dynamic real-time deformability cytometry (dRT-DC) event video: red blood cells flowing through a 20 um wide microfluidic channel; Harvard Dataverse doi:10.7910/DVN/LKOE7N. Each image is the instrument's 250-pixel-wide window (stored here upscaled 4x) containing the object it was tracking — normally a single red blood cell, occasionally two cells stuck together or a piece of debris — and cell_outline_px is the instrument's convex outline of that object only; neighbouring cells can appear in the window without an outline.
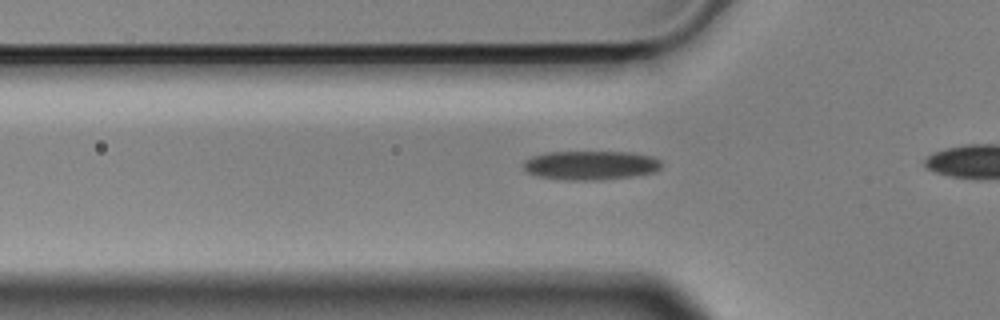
{"species": "Egyptian fruit bat (a non-hibernating species)", "species_latin": "Rousettus aegyptiacus", "temperature_condition": "cold", "stored_images_in_passage": 41, "camera_frame_rate_fps": 3000, "um_per_image_px": 0.085, "animal": {"sex": "male"}, "frame": {"image": 1, "passage_image": 14, "time_ms": 4.333, "image_size_px": [1000, 320], "cell_outline_px": [[664, 164], [656, 172], [632, 176], [600, 180], [564, 180], [536, 176], [528, 172], [524, 168], [524, 160], [532, 156], [548, 152], [632, 152], [652, 156], [660, 160]], "centroid_in_image_um": [50.23, 14.05], "position_along_channel_um": 75.6, "area_um2": 23.58}}
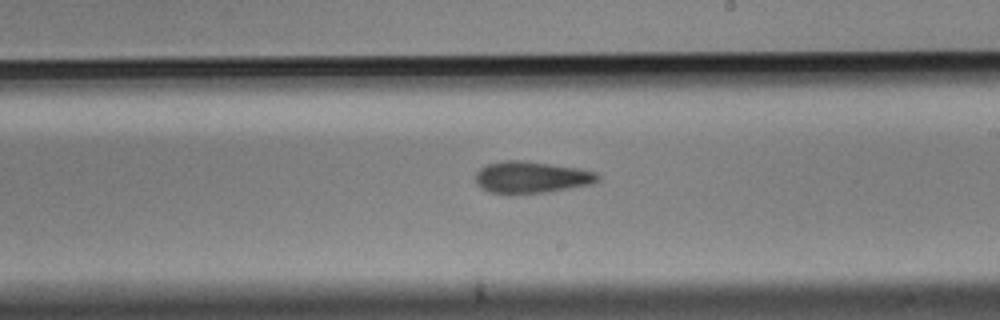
{"frame": {"image": 2, "passage_image": 28, "time_ms": 9.0, "image_size_px": [1000, 320], "cell_outline_px": [[600, 180], [592, 184], [544, 192], [508, 196], [488, 192], [476, 184], [476, 172], [480, 168], [488, 164], [504, 160], [524, 160], [580, 168], [596, 172], [600, 176]], "centroid_in_image_um": [45.14, 15.08], "position_along_channel_um": 243.9, "area_um2": 23.12}}
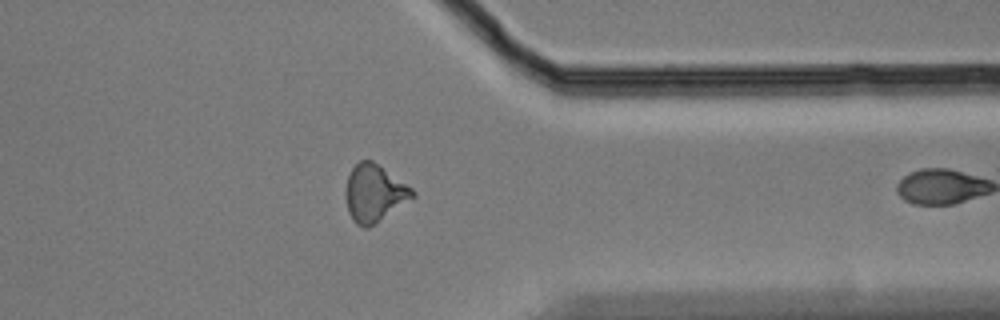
{"frame": {"image": 3, "passage_image": 40, "time_ms": 13.0, "image_size_px": [1000, 320], "cell_outline_px": [[416, 196], [368, 228], [364, 228], [356, 224], [352, 220], [348, 212], [344, 192], [348, 176], [352, 168], [360, 160], [372, 160], [412, 188], [416, 192]], "centroid_in_image_um": [31.79, 16.43], "position_along_channel_um": 379.6, "area_um2": 22.25}}